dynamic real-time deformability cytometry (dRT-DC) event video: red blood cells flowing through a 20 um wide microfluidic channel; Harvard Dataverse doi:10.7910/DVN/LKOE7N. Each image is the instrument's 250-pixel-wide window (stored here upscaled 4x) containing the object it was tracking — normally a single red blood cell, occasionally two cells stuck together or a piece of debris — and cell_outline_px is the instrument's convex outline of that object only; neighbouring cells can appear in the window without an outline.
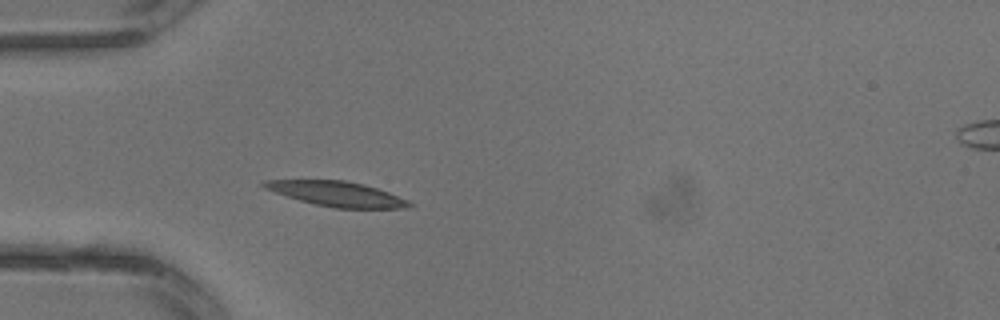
{"species": "common noctule bat (a hibernating species)", "species_latin": "Nyctalus noctula", "temperature_condition": "warm", "stored_images_in_passage": 2, "camera_frame_rate_fps": 3000, "um_per_image_px": 0.085, "animal": {"sex": "male", "body_mass_g": 13.3}, "frame": {"image": 1, "passage_image": 1, "time_ms": 0.0, "image_size_px": [1000, 320], "cell_outline_px": [[412, 204], [408, 208], [336, 208], [316, 204], [300, 200], [264, 188], [260, 184], [264, 180], [344, 180], [364, 184], [388, 192], [408, 200]], "centroid_in_image_um": [28.64, 16.47], "position_along_channel_um": 56.4, "area_um2": 20.75}}